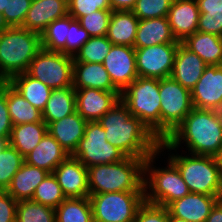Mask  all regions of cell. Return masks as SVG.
I'll list each match as a JSON object with an SVG mask.
<instances>
[{
    "label": "cell",
    "instance_id": "2",
    "mask_svg": "<svg viewBox=\"0 0 222 222\" xmlns=\"http://www.w3.org/2000/svg\"><path fill=\"white\" fill-rule=\"evenodd\" d=\"M182 140L190 154L216 156L222 148L221 111L193 108L174 131L160 141L159 151L178 149L184 143Z\"/></svg>",
    "mask_w": 222,
    "mask_h": 222
},
{
    "label": "cell",
    "instance_id": "16",
    "mask_svg": "<svg viewBox=\"0 0 222 222\" xmlns=\"http://www.w3.org/2000/svg\"><path fill=\"white\" fill-rule=\"evenodd\" d=\"M76 110L86 121H98L117 102L121 91H104L95 88L75 89Z\"/></svg>",
    "mask_w": 222,
    "mask_h": 222
},
{
    "label": "cell",
    "instance_id": "25",
    "mask_svg": "<svg viewBox=\"0 0 222 222\" xmlns=\"http://www.w3.org/2000/svg\"><path fill=\"white\" fill-rule=\"evenodd\" d=\"M48 174L46 170L24 162L13 176L6 192L16 201L32 199L36 187Z\"/></svg>",
    "mask_w": 222,
    "mask_h": 222
},
{
    "label": "cell",
    "instance_id": "24",
    "mask_svg": "<svg viewBox=\"0 0 222 222\" xmlns=\"http://www.w3.org/2000/svg\"><path fill=\"white\" fill-rule=\"evenodd\" d=\"M164 43H181L174 38L167 17L139 20L134 48Z\"/></svg>",
    "mask_w": 222,
    "mask_h": 222
},
{
    "label": "cell",
    "instance_id": "27",
    "mask_svg": "<svg viewBox=\"0 0 222 222\" xmlns=\"http://www.w3.org/2000/svg\"><path fill=\"white\" fill-rule=\"evenodd\" d=\"M139 19L132 11H112L106 37L113 45L134 47Z\"/></svg>",
    "mask_w": 222,
    "mask_h": 222
},
{
    "label": "cell",
    "instance_id": "6",
    "mask_svg": "<svg viewBox=\"0 0 222 222\" xmlns=\"http://www.w3.org/2000/svg\"><path fill=\"white\" fill-rule=\"evenodd\" d=\"M159 152L152 154L144 161V200L167 207L171 202L188 195L190 191L179 170L169 159L167 168L156 169V166L153 167V159H156ZM148 189H150V193L147 192Z\"/></svg>",
    "mask_w": 222,
    "mask_h": 222
},
{
    "label": "cell",
    "instance_id": "51",
    "mask_svg": "<svg viewBox=\"0 0 222 222\" xmlns=\"http://www.w3.org/2000/svg\"><path fill=\"white\" fill-rule=\"evenodd\" d=\"M215 157L217 159L218 166L220 168V172L222 174V148H221V150L219 151V153Z\"/></svg>",
    "mask_w": 222,
    "mask_h": 222
},
{
    "label": "cell",
    "instance_id": "44",
    "mask_svg": "<svg viewBox=\"0 0 222 222\" xmlns=\"http://www.w3.org/2000/svg\"><path fill=\"white\" fill-rule=\"evenodd\" d=\"M66 37V54L74 56L75 53L90 39L91 36L80 25V22L74 19L69 24V31Z\"/></svg>",
    "mask_w": 222,
    "mask_h": 222
},
{
    "label": "cell",
    "instance_id": "31",
    "mask_svg": "<svg viewBox=\"0 0 222 222\" xmlns=\"http://www.w3.org/2000/svg\"><path fill=\"white\" fill-rule=\"evenodd\" d=\"M6 97L13 126L43 121L42 112L31 105L6 81Z\"/></svg>",
    "mask_w": 222,
    "mask_h": 222
},
{
    "label": "cell",
    "instance_id": "37",
    "mask_svg": "<svg viewBox=\"0 0 222 222\" xmlns=\"http://www.w3.org/2000/svg\"><path fill=\"white\" fill-rule=\"evenodd\" d=\"M65 199L66 196L63 194L56 177L53 173H49L36 187L31 200L56 209Z\"/></svg>",
    "mask_w": 222,
    "mask_h": 222
},
{
    "label": "cell",
    "instance_id": "38",
    "mask_svg": "<svg viewBox=\"0 0 222 222\" xmlns=\"http://www.w3.org/2000/svg\"><path fill=\"white\" fill-rule=\"evenodd\" d=\"M16 222H55V209L31 199L18 201Z\"/></svg>",
    "mask_w": 222,
    "mask_h": 222
},
{
    "label": "cell",
    "instance_id": "35",
    "mask_svg": "<svg viewBox=\"0 0 222 222\" xmlns=\"http://www.w3.org/2000/svg\"><path fill=\"white\" fill-rule=\"evenodd\" d=\"M112 42L105 36H94L75 53L74 62L103 63Z\"/></svg>",
    "mask_w": 222,
    "mask_h": 222
},
{
    "label": "cell",
    "instance_id": "8",
    "mask_svg": "<svg viewBox=\"0 0 222 222\" xmlns=\"http://www.w3.org/2000/svg\"><path fill=\"white\" fill-rule=\"evenodd\" d=\"M161 140H165L194 108L191 91L171 77L159 79Z\"/></svg>",
    "mask_w": 222,
    "mask_h": 222
},
{
    "label": "cell",
    "instance_id": "28",
    "mask_svg": "<svg viewBox=\"0 0 222 222\" xmlns=\"http://www.w3.org/2000/svg\"><path fill=\"white\" fill-rule=\"evenodd\" d=\"M7 82L35 108L41 112L45 109L52 91L47 85L27 72L14 75Z\"/></svg>",
    "mask_w": 222,
    "mask_h": 222
},
{
    "label": "cell",
    "instance_id": "11",
    "mask_svg": "<svg viewBox=\"0 0 222 222\" xmlns=\"http://www.w3.org/2000/svg\"><path fill=\"white\" fill-rule=\"evenodd\" d=\"M73 56L42 49L31 61L27 73L49 88L72 86Z\"/></svg>",
    "mask_w": 222,
    "mask_h": 222
},
{
    "label": "cell",
    "instance_id": "40",
    "mask_svg": "<svg viewBox=\"0 0 222 222\" xmlns=\"http://www.w3.org/2000/svg\"><path fill=\"white\" fill-rule=\"evenodd\" d=\"M112 10H98L82 16L78 21L91 37L107 34Z\"/></svg>",
    "mask_w": 222,
    "mask_h": 222
},
{
    "label": "cell",
    "instance_id": "7",
    "mask_svg": "<svg viewBox=\"0 0 222 222\" xmlns=\"http://www.w3.org/2000/svg\"><path fill=\"white\" fill-rule=\"evenodd\" d=\"M169 160L177 167L190 193L219 196L222 174L215 156L172 155Z\"/></svg>",
    "mask_w": 222,
    "mask_h": 222
},
{
    "label": "cell",
    "instance_id": "54",
    "mask_svg": "<svg viewBox=\"0 0 222 222\" xmlns=\"http://www.w3.org/2000/svg\"><path fill=\"white\" fill-rule=\"evenodd\" d=\"M219 201L222 203V186H221V192H220V195H219Z\"/></svg>",
    "mask_w": 222,
    "mask_h": 222
},
{
    "label": "cell",
    "instance_id": "18",
    "mask_svg": "<svg viewBox=\"0 0 222 222\" xmlns=\"http://www.w3.org/2000/svg\"><path fill=\"white\" fill-rule=\"evenodd\" d=\"M199 15L196 0L172 1L167 18L176 41L183 42L197 31Z\"/></svg>",
    "mask_w": 222,
    "mask_h": 222
},
{
    "label": "cell",
    "instance_id": "19",
    "mask_svg": "<svg viewBox=\"0 0 222 222\" xmlns=\"http://www.w3.org/2000/svg\"><path fill=\"white\" fill-rule=\"evenodd\" d=\"M219 196L189 193L181 199L171 202L166 208L169 216L190 222H206L211 209Z\"/></svg>",
    "mask_w": 222,
    "mask_h": 222
},
{
    "label": "cell",
    "instance_id": "39",
    "mask_svg": "<svg viewBox=\"0 0 222 222\" xmlns=\"http://www.w3.org/2000/svg\"><path fill=\"white\" fill-rule=\"evenodd\" d=\"M173 0H137L131 10L139 19L167 17Z\"/></svg>",
    "mask_w": 222,
    "mask_h": 222
},
{
    "label": "cell",
    "instance_id": "41",
    "mask_svg": "<svg viewBox=\"0 0 222 222\" xmlns=\"http://www.w3.org/2000/svg\"><path fill=\"white\" fill-rule=\"evenodd\" d=\"M98 10H112L109 0H71L68 3V15L75 20Z\"/></svg>",
    "mask_w": 222,
    "mask_h": 222
},
{
    "label": "cell",
    "instance_id": "26",
    "mask_svg": "<svg viewBox=\"0 0 222 222\" xmlns=\"http://www.w3.org/2000/svg\"><path fill=\"white\" fill-rule=\"evenodd\" d=\"M181 43L207 65L222 66V37L196 31Z\"/></svg>",
    "mask_w": 222,
    "mask_h": 222
},
{
    "label": "cell",
    "instance_id": "33",
    "mask_svg": "<svg viewBox=\"0 0 222 222\" xmlns=\"http://www.w3.org/2000/svg\"><path fill=\"white\" fill-rule=\"evenodd\" d=\"M200 11L197 31L222 37V0H196Z\"/></svg>",
    "mask_w": 222,
    "mask_h": 222
},
{
    "label": "cell",
    "instance_id": "45",
    "mask_svg": "<svg viewBox=\"0 0 222 222\" xmlns=\"http://www.w3.org/2000/svg\"><path fill=\"white\" fill-rule=\"evenodd\" d=\"M13 123L9 116L7 97H6V81L0 82V137L7 142L11 135Z\"/></svg>",
    "mask_w": 222,
    "mask_h": 222
},
{
    "label": "cell",
    "instance_id": "30",
    "mask_svg": "<svg viewBox=\"0 0 222 222\" xmlns=\"http://www.w3.org/2000/svg\"><path fill=\"white\" fill-rule=\"evenodd\" d=\"M46 133L47 124L44 121L19 124L12 127L8 143L25 158Z\"/></svg>",
    "mask_w": 222,
    "mask_h": 222
},
{
    "label": "cell",
    "instance_id": "50",
    "mask_svg": "<svg viewBox=\"0 0 222 222\" xmlns=\"http://www.w3.org/2000/svg\"><path fill=\"white\" fill-rule=\"evenodd\" d=\"M9 1L10 0H0V13L7 11Z\"/></svg>",
    "mask_w": 222,
    "mask_h": 222
},
{
    "label": "cell",
    "instance_id": "21",
    "mask_svg": "<svg viewBox=\"0 0 222 222\" xmlns=\"http://www.w3.org/2000/svg\"><path fill=\"white\" fill-rule=\"evenodd\" d=\"M87 122L77 111L61 120L48 123L47 132L72 155L84 137Z\"/></svg>",
    "mask_w": 222,
    "mask_h": 222
},
{
    "label": "cell",
    "instance_id": "1",
    "mask_svg": "<svg viewBox=\"0 0 222 222\" xmlns=\"http://www.w3.org/2000/svg\"><path fill=\"white\" fill-rule=\"evenodd\" d=\"M98 123L105 130L106 140L127 157L146 159L159 151L160 140L121 100Z\"/></svg>",
    "mask_w": 222,
    "mask_h": 222
},
{
    "label": "cell",
    "instance_id": "3",
    "mask_svg": "<svg viewBox=\"0 0 222 222\" xmlns=\"http://www.w3.org/2000/svg\"><path fill=\"white\" fill-rule=\"evenodd\" d=\"M145 159L126 157L122 161L88 168L89 192H144Z\"/></svg>",
    "mask_w": 222,
    "mask_h": 222
},
{
    "label": "cell",
    "instance_id": "23",
    "mask_svg": "<svg viewBox=\"0 0 222 222\" xmlns=\"http://www.w3.org/2000/svg\"><path fill=\"white\" fill-rule=\"evenodd\" d=\"M68 156L69 153L47 132L24 160L27 164L53 173L55 168Z\"/></svg>",
    "mask_w": 222,
    "mask_h": 222
},
{
    "label": "cell",
    "instance_id": "52",
    "mask_svg": "<svg viewBox=\"0 0 222 222\" xmlns=\"http://www.w3.org/2000/svg\"><path fill=\"white\" fill-rule=\"evenodd\" d=\"M169 222H190L188 220L179 219L173 216H169Z\"/></svg>",
    "mask_w": 222,
    "mask_h": 222
},
{
    "label": "cell",
    "instance_id": "42",
    "mask_svg": "<svg viewBox=\"0 0 222 222\" xmlns=\"http://www.w3.org/2000/svg\"><path fill=\"white\" fill-rule=\"evenodd\" d=\"M133 222H169L166 207L144 201L138 208Z\"/></svg>",
    "mask_w": 222,
    "mask_h": 222
},
{
    "label": "cell",
    "instance_id": "34",
    "mask_svg": "<svg viewBox=\"0 0 222 222\" xmlns=\"http://www.w3.org/2000/svg\"><path fill=\"white\" fill-rule=\"evenodd\" d=\"M74 20L70 15L50 23L41 34L42 49L66 54V39L69 24Z\"/></svg>",
    "mask_w": 222,
    "mask_h": 222
},
{
    "label": "cell",
    "instance_id": "20",
    "mask_svg": "<svg viewBox=\"0 0 222 222\" xmlns=\"http://www.w3.org/2000/svg\"><path fill=\"white\" fill-rule=\"evenodd\" d=\"M206 66L207 64L196 53L180 43L170 77L191 91L203 75Z\"/></svg>",
    "mask_w": 222,
    "mask_h": 222
},
{
    "label": "cell",
    "instance_id": "14",
    "mask_svg": "<svg viewBox=\"0 0 222 222\" xmlns=\"http://www.w3.org/2000/svg\"><path fill=\"white\" fill-rule=\"evenodd\" d=\"M193 107L220 111L222 109V66L207 65L203 75L191 89Z\"/></svg>",
    "mask_w": 222,
    "mask_h": 222
},
{
    "label": "cell",
    "instance_id": "48",
    "mask_svg": "<svg viewBox=\"0 0 222 222\" xmlns=\"http://www.w3.org/2000/svg\"><path fill=\"white\" fill-rule=\"evenodd\" d=\"M206 222H222V203L218 200L211 209Z\"/></svg>",
    "mask_w": 222,
    "mask_h": 222
},
{
    "label": "cell",
    "instance_id": "49",
    "mask_svg": "<svg viewBox=\"0 0 222 222\" xmlns=\"http://www.w3.org/2000/svg\"><path fill=\"white\" fill-rule=\"evenodd\" d=\"M9 26L5 22L4 16L2 13H0V32L4 31L5 29H8Z\"/></svg>",
    "mask_w": 222,
    "mask_h": 222
},
{
    "label": "cell",
    "instance_id": "17",
    "mask_svg": "<svg viewBox=\"0 0 222 222\" xmlns=\"http://www.w3.org/2000/svg\"><path fill=\"white\" fill-rule=\"evenodd\" d=\"M68 15V3L64 0H32L22 28L42 34L47 26Z\"/></svg>",
    "mask_w": 222,
    "mask_h": 222
},
{
    "label": "cell",
    "instance_id": "22",
    "mask_svg": "<svg viewBox=\"0 0 222 222\" xmlns=\"http://www.w3.org/2000/svg\"><path fill=\"white\" fill-rule=\"evenodd\" d=\"M72 87L120 91L113 83L102 63L73 62Z\"/></svg>",
    "mask_w": 222,
    "mask_h": 222
},
{
    "label": "cell",
    "instance_id": "10",
    "mask_svg": "<svg viewBox=\"0 0 222 222\" xmlns=\"http://www.w3.org/2000/svg\"><path fill=\"white\" fill-rule=\"evenodd\" d=\"M104 128L98 121H88L84 137L72 154L86 168L99 164H110L122 161L127 156L106 140Z\"/></svg>",
    "mask_w": 222,
    "mask_h": 222
},
{
    "label": "cell",
    "instance_id": "4",
    "mask_svg": "<svg viewBox=\"0 0 222 222\" xmlns=\"http://www.w3.org/2000/svg\"><path fill=\"white\" fill-rule=\"evenodd\" d=\"M42 50L41 35L22 27L0 32V80L27 72L31 61Z\"/></svg>",
    "mask_w": 222,
    "mask_h": 222
},
{
    "label": "cell",
    "instance_id": "15",
    "mask_svg": "<svg viewBox=\"0 0 222 222\" xmlns=\"http://www.w3.org/2000/svg\"><path fill=\"white\" fill-rule=\"evenodd\" d=\"M66 198L89 197L88 168L69 155L53 171Z\"/></svg>",
    "mask_w": 222,
    "mask_h": 222
},
{
    "label": "cell",
    "instance_id": "53",
    "mask_svg": "<svg viewBox=\"0 0 222 222\" xmlns=\"http://www.w3.org/2000/svg\"><path fill=\"white\" fill-rule=\"evenodd\" d=\"M7 144V141L4 138L0 137V151L3 149V147Z\"/></svg>",
    "mask_w": 222,
    "mask_h": 222
},
{
    "label": "cell",
    "instance_id": "32",
    "mask_svg": "<svg viewBox=\"0 0 222 222\" xmlns=\"http://www.w3.org/2000/svg\"><path fill=\"white\" fill-rule=\"evenodd\" d=\"M55 222H93L89 197L66 198L55 209Z\"/></svg>",
    "mask_w": 222,
    "mask_h": 222
},
{
    "label": "cell",
    "instance_id": "29",
    "mask_svg": "<svg viewBox=\"0 0 222 222\" xmlns=\"http://www.w3.org/2000/svg\"><path fill=\"white\" fill-rule=\"evenodd\" d=\"M76 94L72 86L53 89L42 111L43 121L48 124L76 112Z\"/></svg>",
    "mask_w": 222,
    "mask_h": 222
},
{
    "label": "cell",
    "instance_id": "9",
    "mask_svg": "<svg viewBox=\"0 0 222 222\" xmlns=\"http://www.w3.org/2000/svg\"><path fill=\"white\" fill-rule=\"evenodd\" d=\"M93 222H133L144 192L89 194Z\"/></svg>",
    "mask_w": 222,
    "mask_h": 222
},
{
    "label": "cell",
    "instance_id": "36",
    "mask_svg": "<svg viewBox=\"0 0 222 222\" xmlns=\"http://www.w3.org/2000/svg\"><path fill=\"white\" fill-rule=\"evenodd\" d=\"M24 162V157L7 142L0 151V191H7L13 176Z\"/></svg>",
    "mask_w": 222,
    "mask_h": 222
},
{
    "label": "cell",
    "instance_id": "12",
    "mask_svg": "<svg viewBox=\"0 0 222 222\" xmlns=\"http://www.w3.org/2000/svg\"><path fill=\"white\" fill-rule=\"evenodd\" d=\"M179 44L164 43L135 48L138 77L157 79L170 77Z\"/></svg>",
    "mask_w": 222,
    "mask_h": 222
},
{
    "label": "cell",
    "instance_id": "43",
    "mask_svg": "<svg viewBox=\"0 0 222 222\" xmlns=\"http://www.w3.org/2000/svg\"><path fill=\"white\" fill-rule=\"evenodd\" d=\"M32 0H10L7 11H3L5 22L9 27H22Z\"/></svg>",
    "mask_w": 222,
    "mask_h": 222
},
{
    "label": "cell",
    "instance_id": "13",
    "mask_svg": "<svg viewBox=\"0 0 222 222\" xmlns=\"http://www.w3.org/2000/svg\"><path fill=\"white\" fill-rule=\"evenodd\" d=\"M102 64L121 92L138 77L134 47L112 45Z\"/></svg>",
    "mask_w": 222,
    "mask_h": 222
},
{
    "label": "cell",
    "instance_id": "47",
    "mask_svg": "<svg viewBox=\"0 0 222 222\" xmlns=\"http://www.w3.org/2000/svg\"><path fill=\"white\" fill-rule=\"evenodd\" d=\"M137 0H109L112 11L128 10L131 11Z\"/></svg>",
    "mask_w": 222,
    "mask_h": 222
},
{
    "label": "cell",
    "instance_id": "46",
    "mask_svg": "<svg viewBox=\"0 0 222 222\" xmlns=\"http://www.w3.org/2000/svg\"><path fill=\"white\" fill-rule=\"evenodd\" d=\"M17 203L6 191H0V222H16Z\"/></svg>",
    "mask_w": 222,
    "mask_h": 222
},
{
    "label": "cell",
    "instance_id": "5",
    "mask_svg": "<svg viewBox=\"0 0 222 222\" xmlns=\"http://www.w3.org/2000/svg\"><path fill=\"white\" fill-rule=\"evenodd\" d=\"M120 100L161 141L159 79L137 77L121 92Z\"/></svg>",
    "mask_w": 222,
    "mask_h": 222
}]
</instances>
